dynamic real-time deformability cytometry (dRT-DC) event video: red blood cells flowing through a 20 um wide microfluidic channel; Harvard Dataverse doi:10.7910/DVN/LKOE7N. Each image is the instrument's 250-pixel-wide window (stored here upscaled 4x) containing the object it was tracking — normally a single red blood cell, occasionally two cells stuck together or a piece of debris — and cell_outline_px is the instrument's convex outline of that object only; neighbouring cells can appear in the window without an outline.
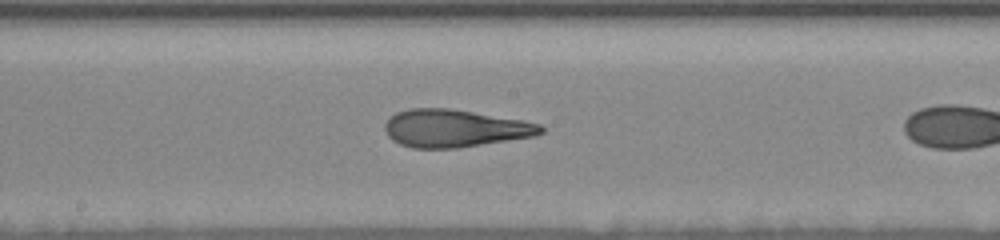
{"species": "human", "species_latin": "Homo sapiens", "temperature_condition": "room temperature", "stored_images_in_passage": 22, "camera_frame_rate_fps": 3000, "um_per_image_px": 0.085, "donor": {"sex": "female"}, "frame": {"image": 1, "passage_image": 10, "time_ms": 3.0, "image_size_px": [1000, 240], "cell_outline_px": [[544, 132], [536, 136], [456, 148], [412, 148], [400, 144], [392, 140], [388, 136], [384, 128], [384, 124], [396, 112], [408, 108], [448, 108], [520, 120], [540, 124], [544, 128]], "centroid_in_image_um": [38.63, 10.91], "position_along_channel_um": 209.6, "area_um2": 33.99}}
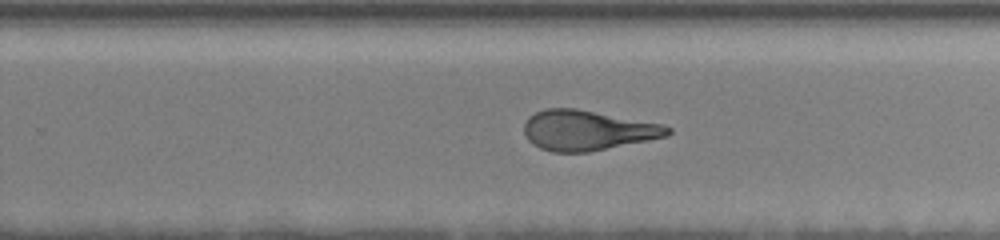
{"frame": {"image": 2, "passage_image": 16, "time_ms": 5.0, "image_size_px": [1000, 240], "cell_outline_px": [[672, 132], [668, 136], [588, 152], [552, 152], [540, 148], [532, 144], [528, 140], [524, 132], [524, 124], [528, 116], [544, 108], [576, 108], [664, 124], [672, 128]], "centroid_in_image_um": [49.93, 11.07], "position_along_channel_um": 279.9, "area_um2": 33.7}}
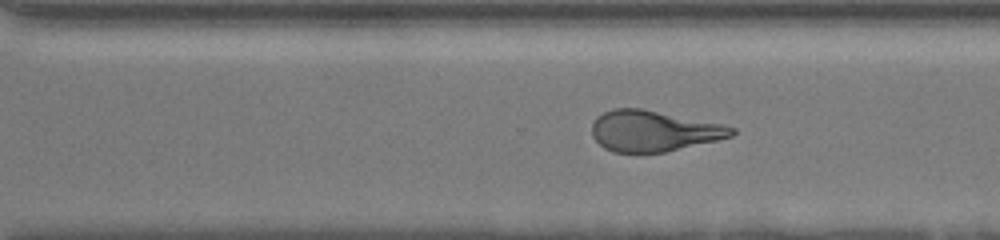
{"frame": {"image": 3, "passage_image": 19, "time_ms": 6.0, "image_size_px": [1000, 240], "cell_outline_px": [[736, 132], [732, 136], [716, 140], [664, 152], [612, 152], [604, 148], [592, 136], [592, 124], [596, 116], [612, 108], [640, 108], [724, 124], [736, 128]], "centroid_in_image_um": [55.54, 11.12], "position_along_channel_um": 315.1, "area_um2": 33.18}}